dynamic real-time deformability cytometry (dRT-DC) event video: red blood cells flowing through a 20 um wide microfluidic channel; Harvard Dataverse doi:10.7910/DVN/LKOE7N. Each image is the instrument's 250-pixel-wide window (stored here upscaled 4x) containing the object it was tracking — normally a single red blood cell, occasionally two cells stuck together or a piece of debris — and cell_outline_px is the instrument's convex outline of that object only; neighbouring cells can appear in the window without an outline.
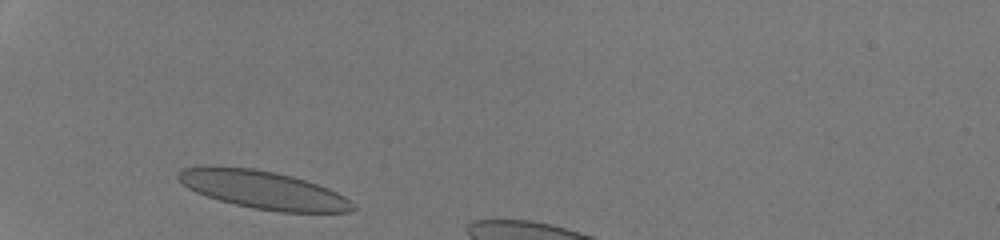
{"species": "human", "species_latin": "Homo sapiens", "temperature_condition": "room temperature", "stored_images_in_passage": 28, "camera_frame_rate_fps": 3000, "um_per_image_px": 0.085, "donor": {"sex": "male"}, "frame": {"image": 1, "passage_image": 2, "time_ms": 0.333, "image_size_px": [1000, 240], "cell_outline_px": [[356, 208], [352, 212], [276, 212], [252, 208], [220, 200], [196, 192], [188, 188], [176, 180], [176, 172], [180, 168], [252, 168], [276, 172], [292, 176], [328, 188], [344, 196]], "centroid_in_image_um": [22.38, 16.16], "position_along_channel_um": 62.6, "area_um2": 38.03}}
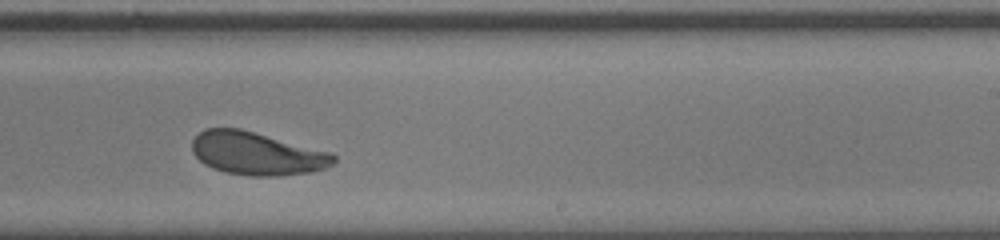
{"frame": {"image": 2, "passage_image": 18, "time_ms": 5.667, "image_size_px": [1000, 240], "cell_outline_px": [[336, 160], [332, 164], [324, 168], [312, 172], [276, 176], [252, 176], [224, 172], [212, 168], [204, 164], [192, 152], [192, 140], [204, 128], [240, 128], [332, 152], [336, 156]], "centroid_in_image_um": [21.83, 13.04], "position_along_channel_um": 267.2, "area_um2": 35.6}}
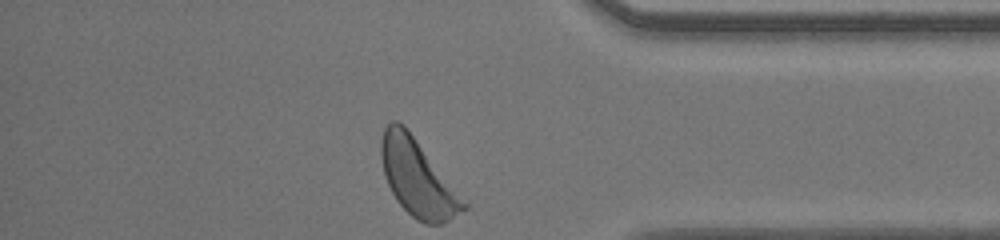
{"frame": {"image": 3, "passage_image": 28, "time_ms": 9.0, "image_size_px": [1000, 240], "cell_outline_px": [[468, 208], [444, 224], [428, 224], [416, 220], [396, 200], [384, 176], [380, 156], [380, 140], [384, 128], [392, 120], [396, 120], [404, 124], [468, 204]], "centroid_in_image_um": [35.48, 15.13], "position_along_channel_um": 399.7, "area_um2": 36.65}, "authors_computed_cell_mechanics": {"area_um2": 35.8938, "velocity_mm_per_s": 4.2572, "shape_relaxation_time_tau1_ms": 2.3781, "shape_relaxation_time_tau2_ms": 1.721, "deformation_change_tau1": 0.1166, "deformation_change_tau2": 0.0803}}